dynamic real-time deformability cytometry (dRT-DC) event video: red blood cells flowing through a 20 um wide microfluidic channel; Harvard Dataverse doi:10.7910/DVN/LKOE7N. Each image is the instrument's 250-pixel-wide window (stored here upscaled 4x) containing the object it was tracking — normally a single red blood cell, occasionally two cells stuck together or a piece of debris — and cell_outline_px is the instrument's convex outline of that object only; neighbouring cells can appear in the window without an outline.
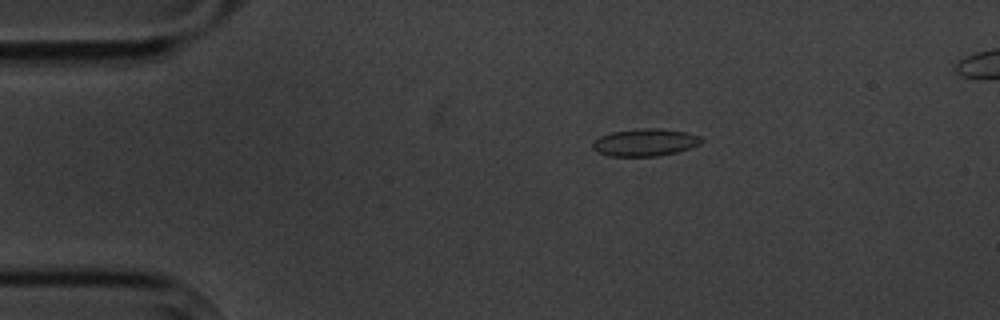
{"species": "common noctule bat (a hibernating species)", "species_latin": "Nyctalus noctula", "temperature_condition": "cold", "stored_images_in_passage": 5, "camera_frame_rate_fps": 3000, "um_per_image_px": 0.085, "animal": {"sex": "male", "body_mass_g": 20.1, "forearm_length_mm": 53.5}, "frame": {"image": 1, "passage_image": 3, "time_ms": 2.333, "image_size_px": [1000, 320], "cell_outline_px": [[704, 140], [700, 144], [676, 152], [656, 156], [608, 156], [592, 148], [592, 144], [600, 136], [612, 132], [636, 128], [656, 128], [688, 132], [700, 136]], "centroid_in_image_um": [54.84, 12.09], "position_along_channel_um": 30.2, "area_um2": 17.28}}